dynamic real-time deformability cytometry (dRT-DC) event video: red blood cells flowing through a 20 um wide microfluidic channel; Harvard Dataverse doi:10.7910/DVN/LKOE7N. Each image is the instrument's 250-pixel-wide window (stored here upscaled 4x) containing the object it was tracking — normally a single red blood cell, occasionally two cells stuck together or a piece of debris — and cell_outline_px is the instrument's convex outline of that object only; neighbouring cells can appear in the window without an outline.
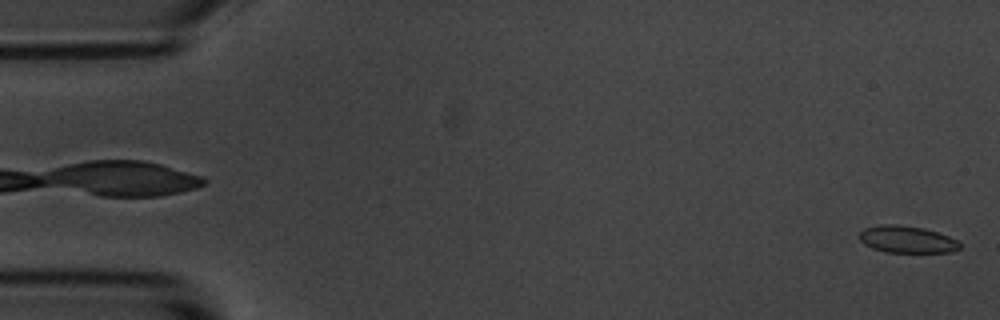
{"species": "common noctule bat (a hibernating species)", "species_latin": "Nyctalus noctula", "temperature_condition": "room temperature", "stored_images_in_passage": 55, "camera_frame_rate_fps": 3000, "um_per_image_px": 0.085, "animal": {"sex": "male", "body_mass_g": 20.1, "forearm_length_mm": 53.5}, "frame": {"image": 1, "passage_image": 1, "time_ms": 0.0, "image_size_px": [1000, 320], "cell_outline_px": [[960, 248], [952, 252], [884, 252], [872, 248], [864, 244], [860, 240], [860, 232], [864, 228], [880, 224], [896, 224], [924, 228], [948, 236], [956, 240], [960, 244]], "centroid_in_image_um": [77.06, 20.35], "position_along_channel_um": 7.9, "area_um2": 15.78}}
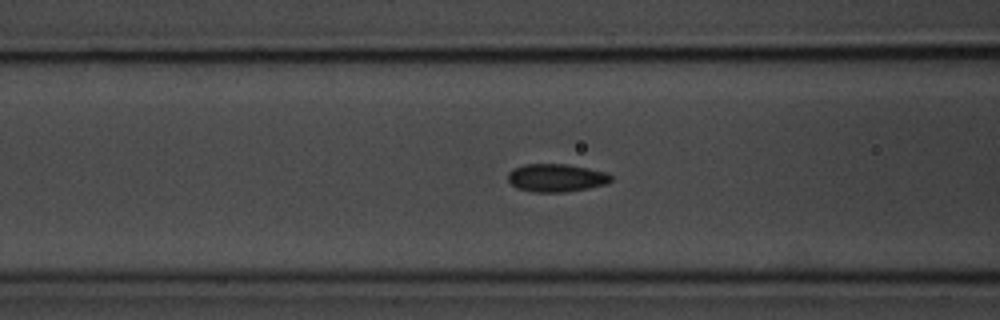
{"frame": {"image": 2, "passage_image": 21, "time_ms": 6.667, "image_size_px": [1000, 320], "cell_outline_px": [[612, 180], [604, 184], [588, 188], [564, 192], [536, 192], [520, 188], [512, 184], [508, 180], [508, 172], [512, 168], [524, 164], [568, 164], [588, 168], [604, 172], [612, 176]], "centroid_in_image_um": [47.26, 15.1], "position_along_channel_um": 119.3, "area_um2": 16.65}}
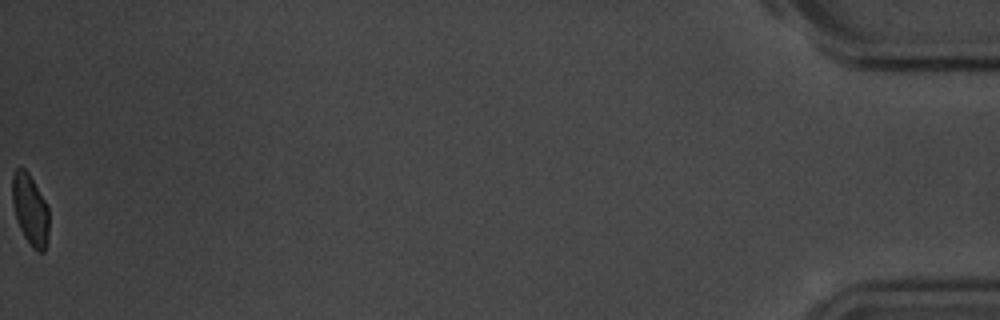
{"frame": {"image": 3, "passage_image": 55, "time_ms": 18.0, "image_size_px": [1000, 320], "cell_outline_px": [[48, 240], [44, 252], [36, 252], [32, 248], [24, 236], [16, 220], [12, 204], [12, 172], [16, 168], [24, 168], [28, 172], [44, 200], [48, 208]], "centroid_in_image_um": [2.55, 17.84], "position_along_channel_um": 432.7, "area_um2": 15.26}, "authors_computed_cell_mechanics": {"area_um2": 16.3574, "velocity_mm_per_s": 3.6653, "shape_relaxation_time_tau1_ms": 1.7979, "shape_relaxation_time_tau2_ms": 1.0314, "deformation_change_tau1": 0.0828, "deformation_change_tau2": 0.0498}}